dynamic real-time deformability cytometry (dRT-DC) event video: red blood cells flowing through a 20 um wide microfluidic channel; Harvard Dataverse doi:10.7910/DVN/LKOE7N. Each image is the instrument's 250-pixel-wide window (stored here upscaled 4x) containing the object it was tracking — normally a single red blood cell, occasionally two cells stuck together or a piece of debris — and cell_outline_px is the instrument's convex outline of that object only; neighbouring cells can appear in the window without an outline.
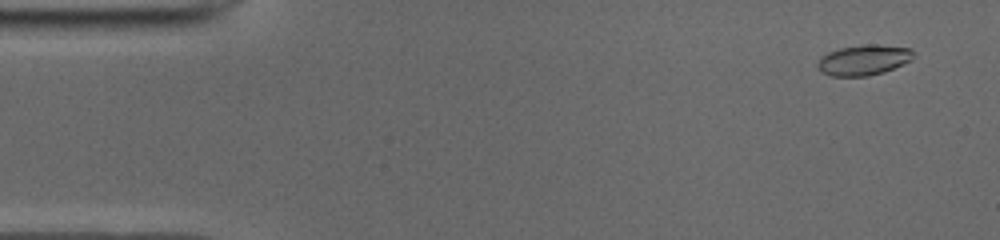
{"species": "common noctule bat (a hibernating species)", "species_latin": "Nyctalus noctula", "temperature_condition": "cold", "stored_images_in_passage": 51, "camera_frame_rate_fps": 3000, "um_per_image_px": 0.085, "animal": {"sex": "male", "body_mass_g": 19.0, "forearm_length_mm": 50.8}, "frame": {"image": 1, "passage_image": 3, "time_ms": 0.667, "image_size_px": [1000, 240], "cell_outline_px": [[916, 56], [912, 60], [884, 72], [868, 76], [832, 76], [824, 72], [816, 64], [820, 56], [828, 52], [840, 48], [868, 44], [876, 44], [908, 48]], "centroid_in_image_um": [73.42, 5.1], "position_along_channel_um": 11.6, "area_um2": 16.88}}
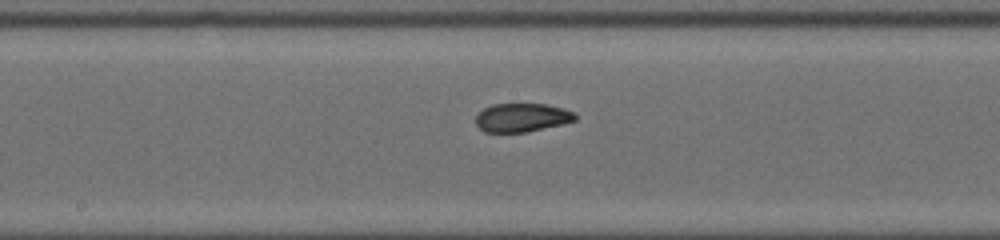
{"frame": {"image": 2, "passage_image": 26, "time_ms": 8.333, "image_size_px": [1000, 240], "cell_outline_px": [[576, 120], [560, 124], [524, 132], [484, 132], [476, 124], [476, 116], [484, 108], [492, 104], [544, 104], [564, 108], [576, 112]], "centroid_in_image_um": [44.36, 9.98], "position_along_channel_um": 203.8, "area_um2": 16.42}}
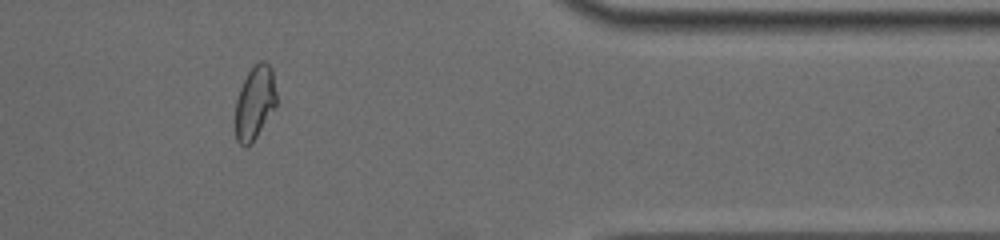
{"frame": {"image": 3, "passage_image": 42, "time_ms": 13.667, "image_size_px": [1000, 240], "cell_outline_px": [[276, 104], [256, 136], [244, 148], [236, 140], [236, 100], [240, 88], [248, 72], [260, 60], [264, 60], [272, 68], [276, 92]], "centroid_in_image_um": [21.65, 8.69], "position_along_channel_um": 389.7, "area_um2": 17.17}, "authors_computed_cell_mechanics": {"area_um2": 17.1666, "velocity_mm_per_s": 3.945, "shape_relaxation_time_tau1_ms": 9.4966, "shape_relaxation_time_tau2_ms": 1.2401, "deformation_change_tau1": 0.2473, "deformation_change_tau2": 0.0643}}